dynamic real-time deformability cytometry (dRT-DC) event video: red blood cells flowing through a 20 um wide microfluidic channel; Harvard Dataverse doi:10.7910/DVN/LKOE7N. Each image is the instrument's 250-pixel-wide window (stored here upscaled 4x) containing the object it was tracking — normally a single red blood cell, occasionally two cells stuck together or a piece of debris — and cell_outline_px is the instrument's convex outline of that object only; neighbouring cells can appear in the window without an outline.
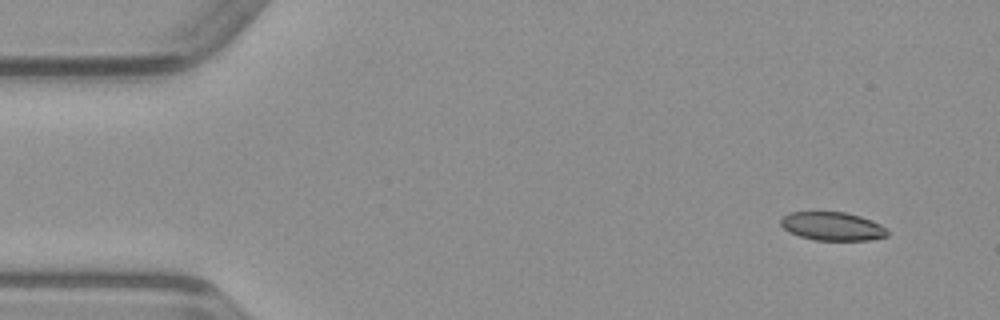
{"species": "common noctule bat (a hibernating species)", "species_latin": "Nyctalus noctula", "temperature_condition": "warm", "stored_images_in_passage": 47, "camera_frame_rate_fps": 3000, "um_per_image_px": 0.085, "animal": {"sex": "male", "body_mass_g": 23.1, "forearm_length_mm": 52.7}, "frame": {"image": 1, "passage_image": 1, "time_ms": 0.0, "image_size_px": [1000, 320], "cell_outline_px": [[888, 236], [868, 240], [816, 240], [800, 236], [788, 232], [780, 224], [780, 220], [788, 212], [844, 212], [860, 216], [880, 224], [888, 232]], "centroid_in_image_um": [70.73, 19.23], "position_along_channel_um": 14.3, "area_um2": 17.57}}
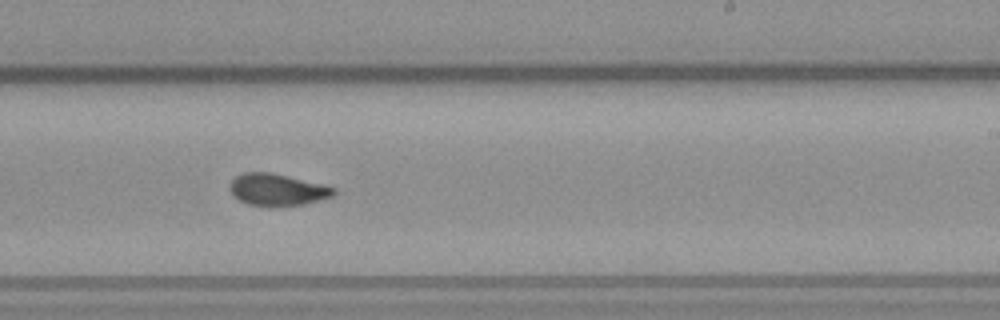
{"frame": {"image": 2, "passage_image": 27, "time_ms": 8.667, "image_size_px": [1000, 320], "cell_outline_px": [[336, 196], [304, 204], [248, 204], [240, 200], [228, 188], [228, 184], [236, 176], [244, 172], [272, 172], [324, 184], [336, 188]], "centroid_in_image_um": [23.62, 16.08], "position_along_channel_um": 265.4, "area_um2": 19.02}}
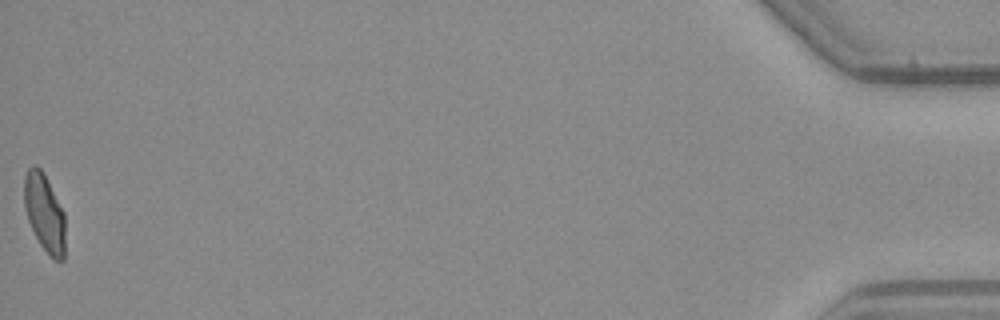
{"frame": {"image": 3, "passage_image": 47, "time_ms": 15.333, "image_size_px": [1000, 320], "cell_outline_px": [[64, 260], [52, 260], [48, 256], [40, 244], [28, 220], [24, 208], [24, 176], [28, 168], [32, 164], [36, 164], [44, 172], [64, 212]], "centroid_in_image_um": [3.77, 18.07], "position_along_channel_um": 431.4, "area_um2": 18.79}}